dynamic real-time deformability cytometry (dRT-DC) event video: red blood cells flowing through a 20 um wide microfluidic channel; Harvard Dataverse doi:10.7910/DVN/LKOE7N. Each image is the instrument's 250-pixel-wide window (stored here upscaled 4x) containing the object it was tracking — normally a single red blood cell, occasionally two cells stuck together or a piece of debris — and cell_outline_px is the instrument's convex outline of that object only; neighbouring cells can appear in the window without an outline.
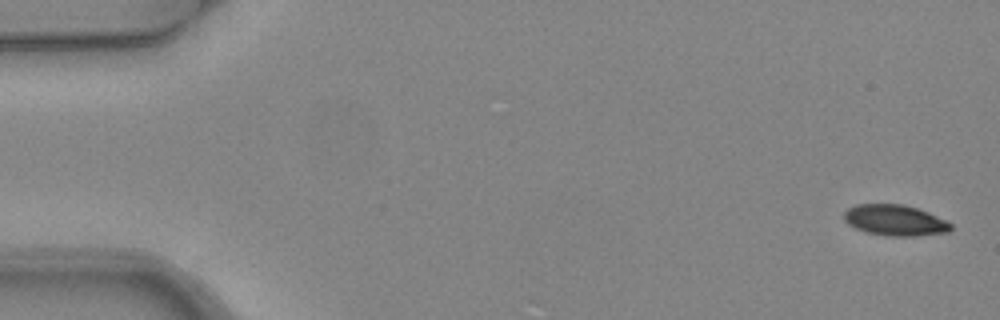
{"species": "common noctule bat (a hibernating species)", "species_latin": "Nyctalus noctula", "temperature_condition": "warm", "stored_images_in_passage": 5, "segment_of_instrument_passage": [1, 2], "camera_frame_rate_fps": 3000, "um_per_image_px": 0.085, "animal": {"sex": "female", "body_mass_g": 24.6, "forearm_length_mm": 56.2}, "frame": {"image": 1, "passage_image": 1, "time_ms": 0.0, "image_size_px": [1000, 320], "cell_outline_px": [[952, 228], [948, 232], [916, 236], [888, 236], [868, 232], [856, 228], [848, 224], [844, 220], [844, 212], [848, 208], [856, 204], [904, 204], [928, 212], [952, 224]], "centroid_in_image_um": [76.06, 18.72], "position_along_channel_um": 8.9, "area_um2": 19.13}}
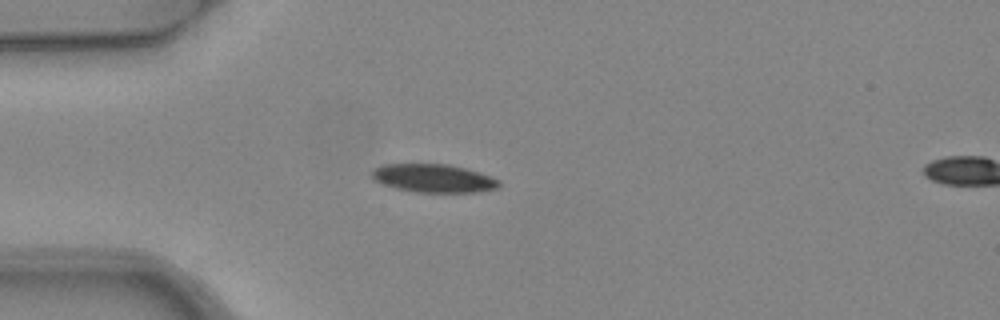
{"frame": {"image": 2, "passage_image": 4, "time_ms": 1.0, "image_size_px": [1000, 320], "cell_outline_px": [[500, 188], [476, 192], [416, 192], [396, 188], [372, 180], [372, 168], [384, 164], [448, 164], [480, 172], [500, 180]], "centroid_in_image_um": [36.85, 15.15], "position_along_channel_um": 48.1, "area_um2": 21.04}}